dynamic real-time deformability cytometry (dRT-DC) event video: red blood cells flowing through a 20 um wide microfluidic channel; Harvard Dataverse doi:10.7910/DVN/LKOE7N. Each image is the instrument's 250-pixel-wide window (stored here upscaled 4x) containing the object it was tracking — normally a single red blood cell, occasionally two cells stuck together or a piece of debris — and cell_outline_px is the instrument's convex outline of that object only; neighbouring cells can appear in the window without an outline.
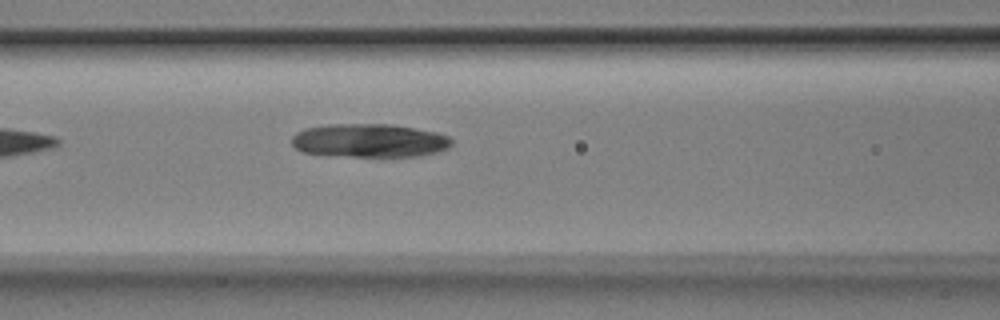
{"species": "Egyptian fruit bat (a non-hibernating species)", "species_latin": "Rousettus aegyptiacus", "temperature_condition": "room temperature", "stored_images_in_passage": 6, "camera_frame_rate_fps": 3000, "um_per_image_px": 0.085, "animal": {"sex": "male"}, "frame": {"image": 1, "passage_image": 6, "time_ms": 1.667, "image_size_px": [1000, 320], "cell_outline_px": [[452, 144], [448, 148], [436, 152], [420, 156], [352, 156], [300, 152], [292, 144], [292, 136], [296, 132], [304, 128], [328, 124], [392, 124], [436, 132], [448, 136], [452, 140]], "centroid_in_image_um": [31.39, 11.94], "position_along_channel_um": 135.2, "area_um2": 31.21}}